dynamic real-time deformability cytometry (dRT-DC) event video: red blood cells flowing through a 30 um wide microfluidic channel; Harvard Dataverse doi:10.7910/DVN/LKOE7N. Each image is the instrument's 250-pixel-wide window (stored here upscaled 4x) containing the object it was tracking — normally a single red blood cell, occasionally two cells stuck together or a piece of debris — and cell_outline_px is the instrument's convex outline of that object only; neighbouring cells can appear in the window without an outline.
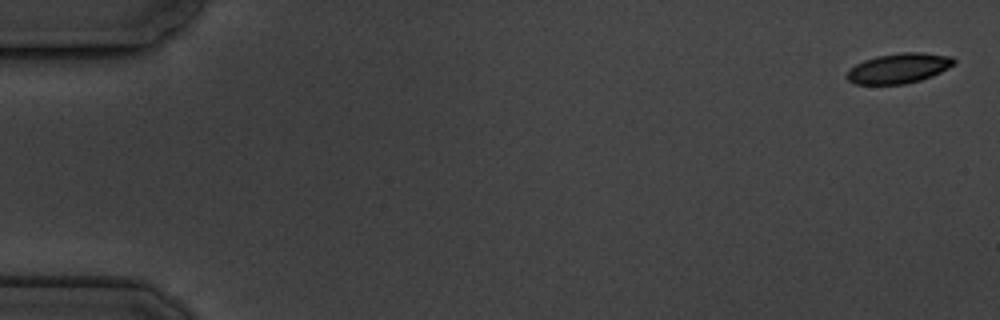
{"species": "common noctule bat (a hibernating species)", "species_latin": "Nyctalus noctula", "temperature_condition": "cold", "stored_images_in_passage": 10, "camera_frame_rate_fps": 3000, "um_per_image_px": 0.085, "animal": {"sex": "male", "body_mass_g": 19.5, "forearm_length_mm": 54.6}, "frame": {"image": 1, "passage_image": 1, "time_ms": 0.0, "image_size_px": [1000, 320], "cell_outline_px": [[956, 64], [932, 76], [920, 80], [904, 84], [856, 84], [848, 80], [844, 76], [856, 64], [864, 60], [876, 56], [904, 52], [924, 52], [952, 56], [956, 60]], "centroid_in_image_um": [76.43, 5.79], "position_along_channel_um": 8.6, "area_um2": 18.79}}
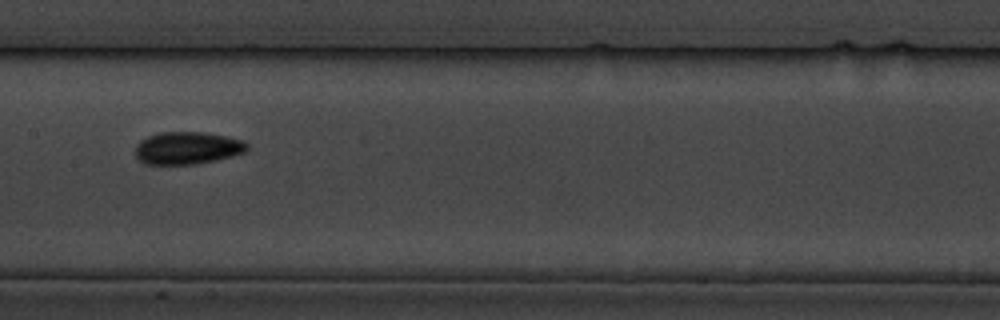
{"frame": {"image": 2, "passage_image": 9, "time_ms": 9.333, "image_size_px": [1000, 320], "cell_outline_px": [[248, 148], [244, 152], [232, 156], [216, 160], [196, 164], [144, 164], [136, 156], [136, 144], [140, 140], [148, 136], [160, 132], [204, 132], [244, 140], [248, 144]], "centroid_in_image_um": [15.92, 12.58], "position_along_channel_um": 191.5, "area_um2": 21.15}}
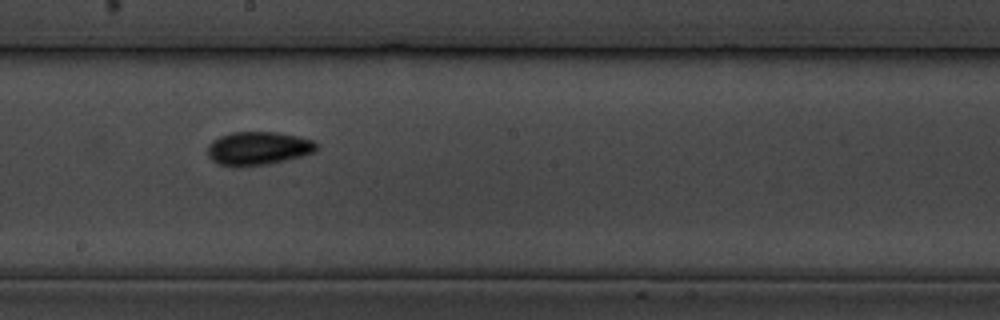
{"frame": {"image": 3, "passage_image": 10, "time_ms": 10.333, "image_size_px": [1000, 320], "cell_outline_px": [[320, 148], [312, 152], [300, 156], [268, 164], [236, 168], [216, 164], [208, 156], [208, 144], [212, 140], [220, 136], [232, 132], [280, 132], [300, 136], [312, 140], [320, 144]], "centroid_in_image_um": [21.93, 12.61], "position_along_channel_um": 226.3, "area_um2": 21.62}}